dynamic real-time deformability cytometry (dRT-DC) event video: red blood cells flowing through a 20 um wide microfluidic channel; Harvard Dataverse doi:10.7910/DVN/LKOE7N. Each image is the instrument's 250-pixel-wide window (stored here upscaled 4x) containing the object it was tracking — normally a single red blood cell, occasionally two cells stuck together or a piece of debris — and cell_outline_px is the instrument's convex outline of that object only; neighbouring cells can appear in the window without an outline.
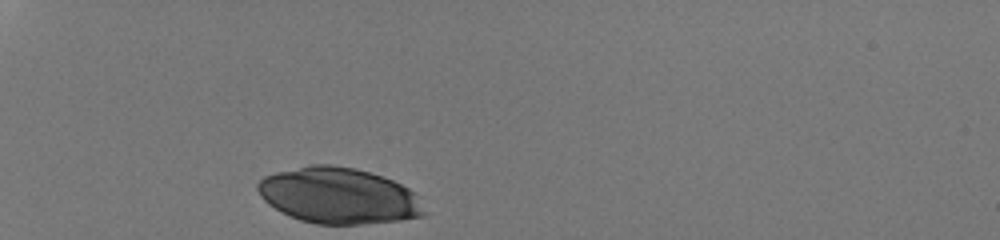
{"species": "human", "species_latin": "Homo sapiens", "temperature_condition": "room temperature", "stored_images_in_passage": 28, "camera_frame_rate_fps": 3000, "um_per_image_px": 0.085, "donor": {"sex": "male"}, "frame": {"image": 1, "passage_image": 1, "time_ms": 0.0, "image_size_px": [1000, 240], "cell_outline_px": [[428, 212], [424, 216], [400, 220], [360, 224], [316, 224], [300, 220], [280, 212], [268, 204], [260, 196], [256, 188], [256, 184], [264, 176], [276, 172], [308, 164], [332, 164], [356, 168], [392, 180], [416, 192], [420, 196]], "centroid_in_image_um": [28.8, 16.63], "position_along_channel_um": 56.2, "area_um2": 54.91}}